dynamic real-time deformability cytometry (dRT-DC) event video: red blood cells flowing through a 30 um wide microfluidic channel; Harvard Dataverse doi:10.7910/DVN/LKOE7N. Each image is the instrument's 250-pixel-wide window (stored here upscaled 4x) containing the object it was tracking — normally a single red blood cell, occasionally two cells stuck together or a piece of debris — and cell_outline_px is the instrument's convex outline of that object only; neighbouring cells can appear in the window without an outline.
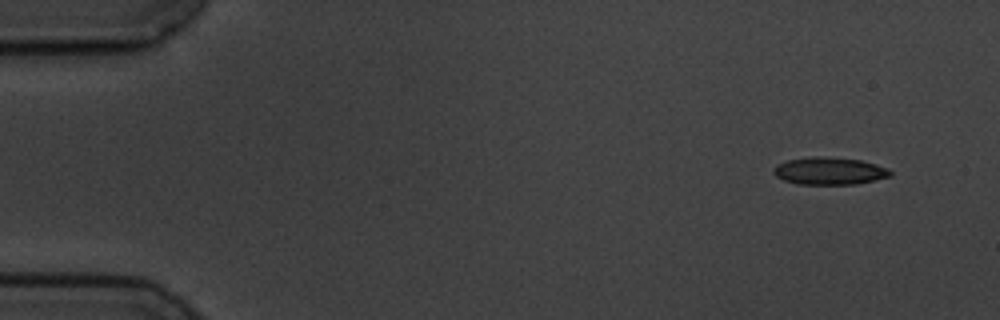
{"species": "common noctule bat (a hibernating species)", "species_latin": "Nyctalus noctula", "temperature_condition": "cold", "stored_images_in_passage": 5, "camera_frame_rate_fps": 3000, "um_per_image_px": 0.085, "animal": {"sex": "male", "body_mass_g": 19.5, "forearm_length_mm": 54.6}, "frame": {"image": 1, "passage_image": 1, "time_ms": 0.0, "image_size_px": [1000, 320], "cell_outline_px": [[892, 176], [856, 184], [796, 184], [784, 180], [776, 176], [772, 172], [772, 168], [776, 164], [788, 160], [812, 156], [820, 156], [860, 160], [876, 164], [888, 168], [892, 172]], "centroid_in_image_um": [70.48, 14.53], "position_along_channel_um": 14.5, "area_um2": 18.73}}